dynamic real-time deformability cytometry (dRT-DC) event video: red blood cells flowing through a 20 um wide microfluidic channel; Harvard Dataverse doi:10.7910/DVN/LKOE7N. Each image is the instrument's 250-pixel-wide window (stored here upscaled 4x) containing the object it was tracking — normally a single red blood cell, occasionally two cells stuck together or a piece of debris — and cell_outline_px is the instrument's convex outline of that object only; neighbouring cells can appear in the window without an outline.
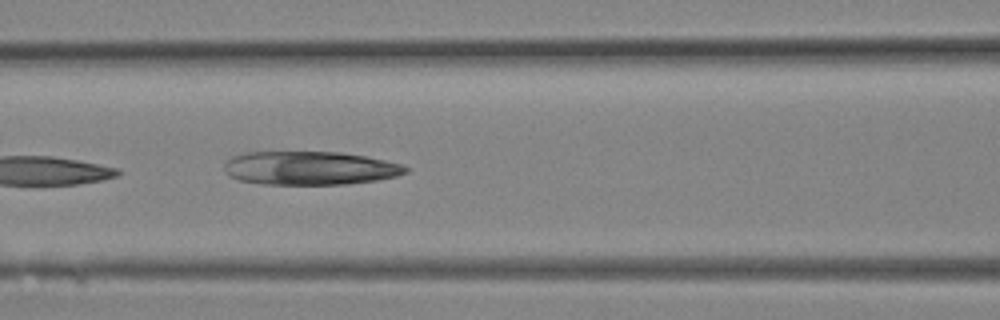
{"species": "Egyptian fruit bat (a non-hibernating species)", "species_latin": "Rousettus aegyptiacus", "temperature_condition": "room temperature", "stored_images_in_passage": 4, "camera_frame_rate_fps": 3000, "um_per_image_px": 0.085, "animal": {"sex": "female"}, "frame": {"image": 1, "passage_image": 4, "time_ms": 1.0, "image_size_px": [1000, 320], "cell_outline_px": [[412, 168], [408, 172], [396, 176], [376, 180], [344, 184], [264, 184], [240, 180], [224, 172], [224, 164], [232, 156], [244, 152], [340, 152], [364, 156], [404, 164]], "centroid_in_image_um": [26.37, 14.28], "position_along_channel_um": 140.2, "area_um2": 35.49}}